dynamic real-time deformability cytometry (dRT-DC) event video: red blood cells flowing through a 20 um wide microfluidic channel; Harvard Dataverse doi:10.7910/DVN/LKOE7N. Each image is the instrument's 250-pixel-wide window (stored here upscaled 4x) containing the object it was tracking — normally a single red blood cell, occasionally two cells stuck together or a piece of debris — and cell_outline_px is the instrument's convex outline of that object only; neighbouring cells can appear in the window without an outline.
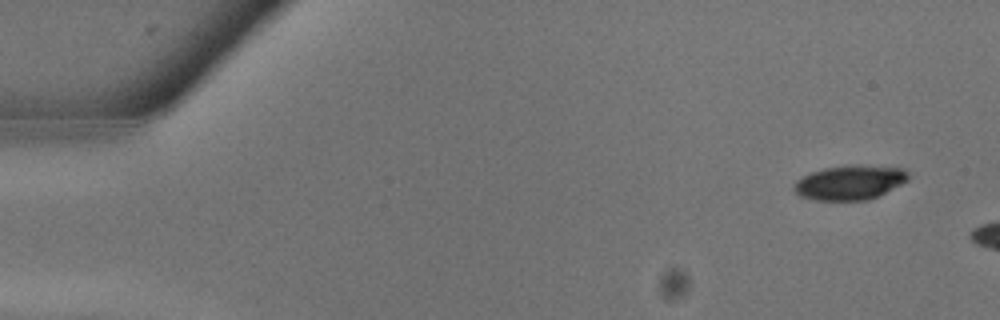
{"species": "common noctule bat (a hibernating species)", "species_latin": "Nyctalus noctula", "temperature_condition": "warm", "stored_images_in_passage": 8, "camera_frame_rate_fps": 3000, "um_per_image_px": 0.085, "animal": {"sex": "male", "body_mass_g": 13.3}, "frame": {"image": 1, "passage_image": 2, "time_ms": 0.333, "image_size_px": [1000, 320], "cell_outline_px": [[908, 180], [868, 200], [812, 200], [800, 196], [792, 188], [796, 180], [812, 172], [824, 168], [848, 164], [860, 164], [904, 168], [908, 172]], "centroid_in_image_um": [72.21, 15.49], "position_along_channel_um": 12.8, "area_um2": 23.0}}